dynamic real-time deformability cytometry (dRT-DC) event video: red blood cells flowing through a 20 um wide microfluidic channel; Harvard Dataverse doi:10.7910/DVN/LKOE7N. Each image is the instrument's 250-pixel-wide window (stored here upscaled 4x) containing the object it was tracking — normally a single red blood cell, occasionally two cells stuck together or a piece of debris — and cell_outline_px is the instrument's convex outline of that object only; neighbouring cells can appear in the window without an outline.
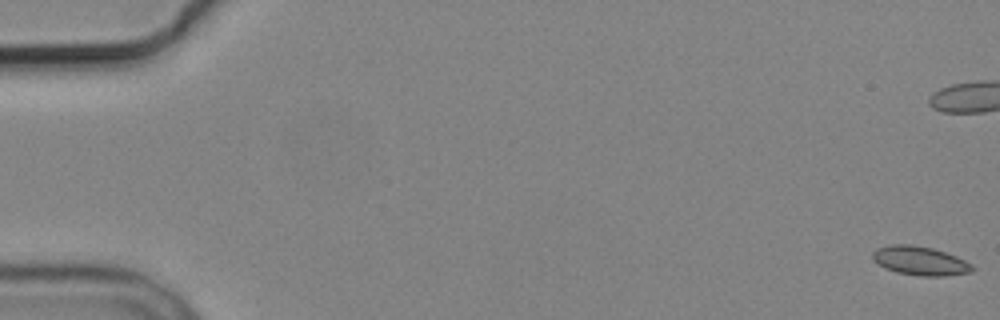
{"species": "common noctule bat (a hibernating species)", "species_latin": "Nyctalus noctula", "temperature_condition": "cold", "stored_images_in_passage": 8, "camera_frame_rate_fps": 3000, "um_per_image_px": 0.085, "animal": {"sex": "male", "body_mass_g": 19.2, "forearm_length_mm": 51.8}, "frame": {"image": 1, "passage_image": 1, "time_ms": 0.0, "image_size_px": [1000, 320], "cell_outline_px": [[976, 268], [972, 272], [944, 276], [920, 276], [896, 272], [884, 268], [872, 260], [872, 252], [876, 248], [888, 244], [912, 244], [932, 248], [956, 256], [972, 264]], "centroid_in_image_um": [78.18, 22.16], "position_along_channel_um": 6.8, "area_um2": 17.05}}